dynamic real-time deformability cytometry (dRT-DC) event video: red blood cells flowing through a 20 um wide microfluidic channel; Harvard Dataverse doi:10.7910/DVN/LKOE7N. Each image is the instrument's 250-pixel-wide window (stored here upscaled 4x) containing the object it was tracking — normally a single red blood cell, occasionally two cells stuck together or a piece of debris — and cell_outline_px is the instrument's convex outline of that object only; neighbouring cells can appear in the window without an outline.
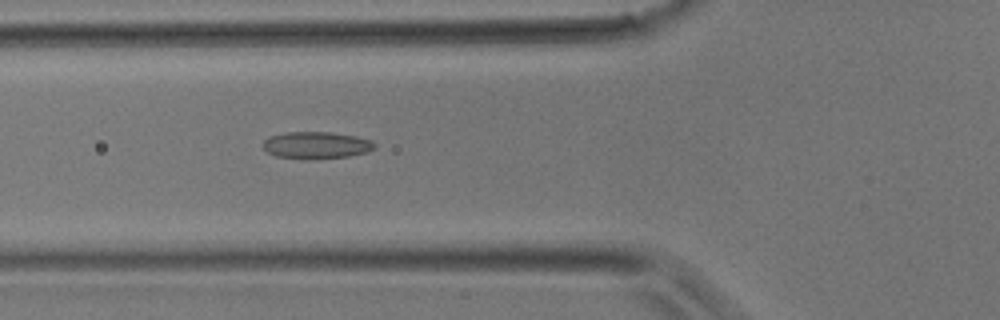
{"species": "common noctule bat (a hibernating species)", "species_latin": "Nyctalus noctula", "temperature_condition": "room temperature", "stored_images_in_passage": 30, "camera_frame_rate_fps": 3000, "um_per_image_px": 0.085, "animal": {"sex": "male", "body_mass_g": 17.9}, "frame": {"image": 1, "passage_image": 4, "time_ms": 1.0, "image_size_px": [1000, 320], "cell_outline_px": [[376, 148], [368, 152], [348, 156], [308, 160], [304, 160], [276, 156], [268, 152], [260, 144], [268, 136], [288, 132], [332, 132], [356, 136], [372, 140], [376, 144]], "centroid_in_image_um": [26.88, 12.35], "position_along_channel_um": 98.9, "area_um2": 17.92}}
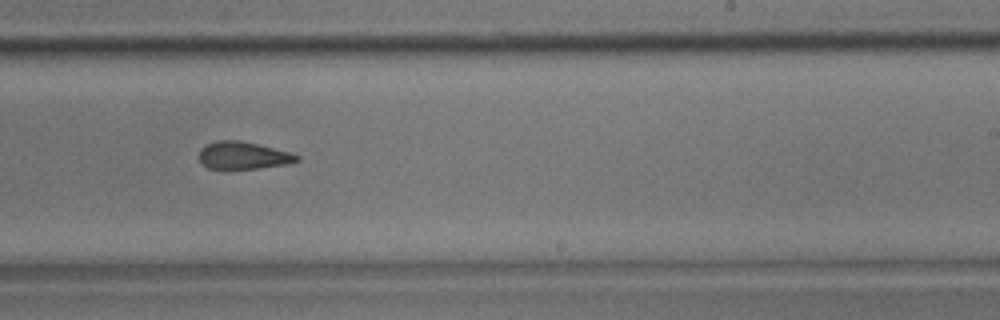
{"frame": {"image": 2, "passage_image": 14, "time_ms": 4.333, "image_size_px": [1000, 320], "cell_outline_px": [[300, 160], [284, 164], [260, 168], [208, 168], [200, 160], [200, 148], [216, 140], [240, 140], [288, 152], [300, 156]], "centroid_in_image_um": [20.65, 13.2], "position_along_channel_um": 268.3, "area_um2": 15.2}}
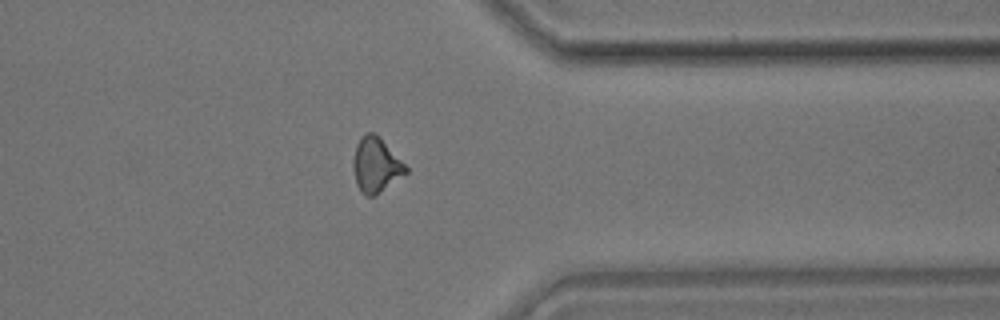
{"frame": {"image": 3, "passage_image": 21, "time_ms": 6.667, "image_size_px": [1000, 320], "cell_outline_px": [[408, 172], [376, 196], [368, 196], [356, 184], [352, 164], [352, 160], [356, 144], [360, 136], [364, 132], [376, 132], [380, 136], [408, 168]], "centroid_in_image_um": [31.94, 13.98], "position_along_channel_um": 379.5, "area_um2": 16.99}}